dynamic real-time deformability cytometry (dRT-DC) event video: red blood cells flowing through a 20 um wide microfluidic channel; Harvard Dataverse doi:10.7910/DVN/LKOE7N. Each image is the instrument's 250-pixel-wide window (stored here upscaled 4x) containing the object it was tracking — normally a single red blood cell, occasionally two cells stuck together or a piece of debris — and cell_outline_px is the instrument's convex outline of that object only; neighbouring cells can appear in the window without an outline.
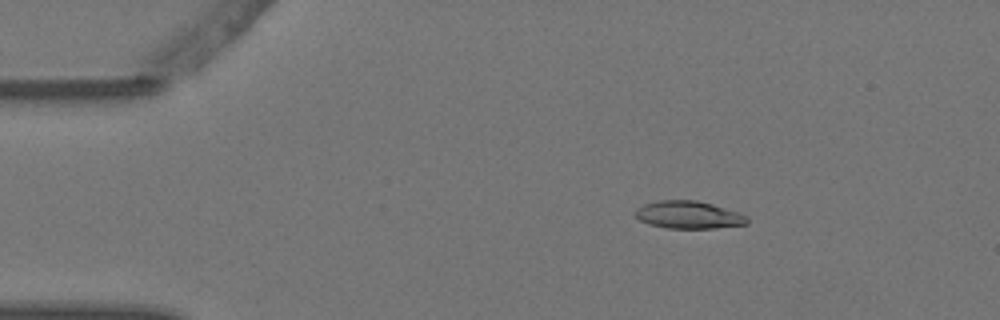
{"species": "Egyptian fruit bat (a non-hibernating species)", "species_latin": "Rousettus aegyptiacus", "temperature_condition": "warm", "stored_images_in_passage": 5, "camera_frame_rate_fps": 3000, "um_per_image_px": 0.085, "animal": {"sex": "female"}, "frame": {"image": 1, "passage_image": 2, "time_ms": 0.333, "image_size_px": [1000, 320], "cell_outline_px": [[748, 224], [716, 228], [668, 228], [648, 224], [640, 220], [632, 212], [636, 208], [644, 204], [660, 200], [696, 200], [712, 204], [740, 212], [748, 216]], "centroid_in_image_um": [58.54, 18.26], "position_along_channel_um": 26.5, "area_um2": 18.15}}
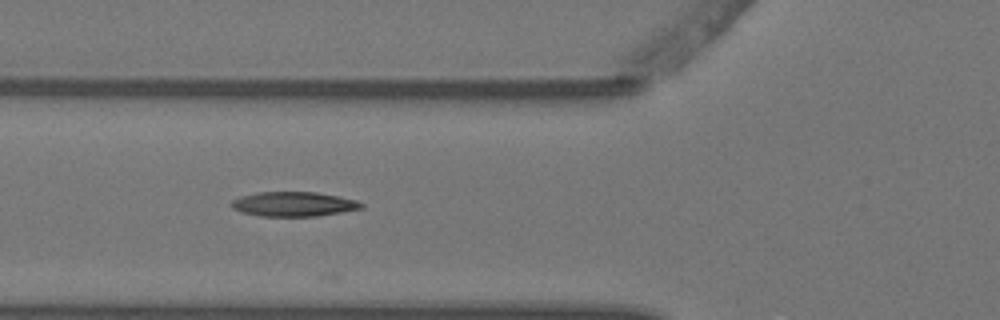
{"frame": {"image": 2, "passage_image": 5, "time_ms": 1.333, "image_size_px": [1000, 320], "cell_outline_px": [[364, 208], [316, 216], [260, 216], [240, 212], [232, 208], [228, 204], [232, 200], [240, 196], [256, 192], [316, 192], [356, 200], [364, 204]], "centroid_in_image_um": [24.9, 17.35], "position_along_channel_um": 100.9, "area_um2": 18.67}}